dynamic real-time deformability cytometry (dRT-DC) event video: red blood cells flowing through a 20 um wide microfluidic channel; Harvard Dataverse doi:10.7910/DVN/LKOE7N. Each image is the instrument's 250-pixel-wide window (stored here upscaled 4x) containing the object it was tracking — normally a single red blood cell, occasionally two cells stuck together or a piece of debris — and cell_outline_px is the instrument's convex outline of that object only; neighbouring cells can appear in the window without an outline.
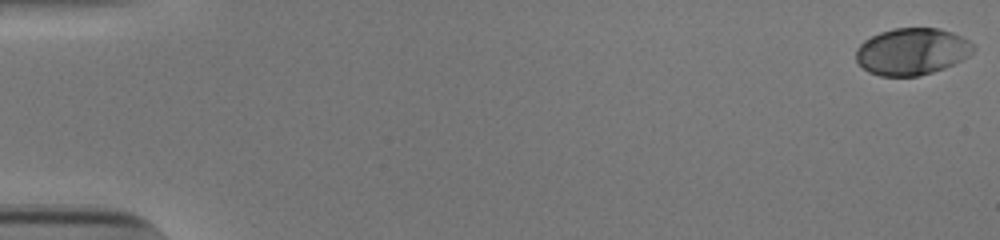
{"species": "human", "species_latin": "Homo sapiens", "temperature_condition": "cold", "stored_images_in_passage": 9, "camera_frame_rate_fps": 3000, "um_per_image_px": 0.085, "donor": {"sex": "male"}, "frame": {"image": 1, "passage_image": 1, "time_ms": 0.0, "image_size_px": [1000, 240], "cell_outline_px": [[976, 48], [968, 56], [944, 68], [932, 72], [916, 76], [880, 76], [868, 72], [856, 60], [856, 48], [864, 40], [880, 32], [892, 28], [940, 28], [952, 32], [968, 40]], "centroid_in_image_um": [77.49, 4.37], "position_along_channel_um": 7.5, "area_um2": 31.96}}